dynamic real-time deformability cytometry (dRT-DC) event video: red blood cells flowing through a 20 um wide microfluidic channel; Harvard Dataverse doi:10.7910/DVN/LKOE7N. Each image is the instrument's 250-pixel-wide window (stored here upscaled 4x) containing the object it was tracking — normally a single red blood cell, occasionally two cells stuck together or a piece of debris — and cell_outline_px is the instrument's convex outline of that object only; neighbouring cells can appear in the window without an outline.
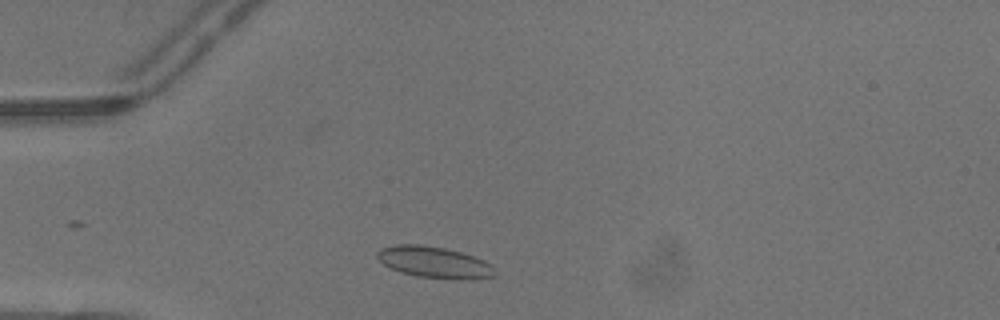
{"species": "common noctule bat (a hibernating species)", "species_latin": "Nyctalus noctula", "temperature_condition": "warm", "stored_images_in_passage": 1, "camera_frame_rate_fps": 3000, "um_per_image_px": 0.085, "animal": {"sex": "male", "body_mass_g": 13.3}, "frame": {"image": 1, "passage_image": 1, "time_ms": 0.0, "image_size_px": [1000, 320], "cell_outline_px": [[496, 276], [464, 280], [456, 280], [416, 276], [400, 272], [384, 264], [376, 256], [376, 252], [380, 248], [396, 244], [420, 244], [444, 248], [460, 252], [484, 260], [492, 264]], "centroid_in_image_um": [36.91, 22.3], "position_along_channel_um": 48.1, "area_um2": 21.62}}